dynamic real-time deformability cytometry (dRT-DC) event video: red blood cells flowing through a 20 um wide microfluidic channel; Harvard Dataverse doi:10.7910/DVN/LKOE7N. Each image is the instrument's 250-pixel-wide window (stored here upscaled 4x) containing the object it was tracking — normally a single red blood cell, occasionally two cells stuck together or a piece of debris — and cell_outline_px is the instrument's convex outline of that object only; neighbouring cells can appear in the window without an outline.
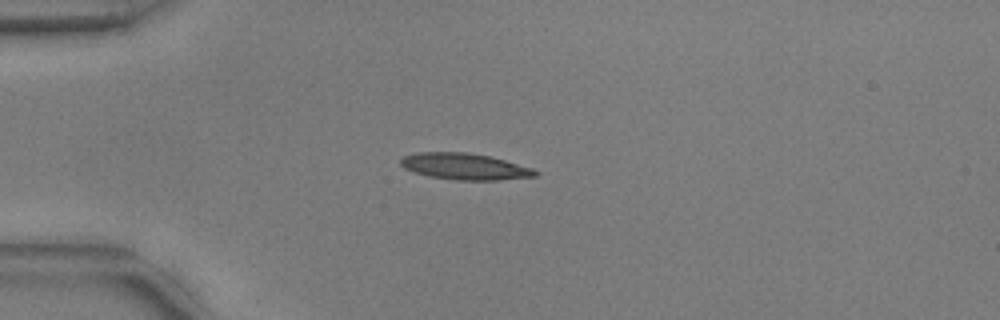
{"species": "common noctule bat (a hibernating species)", "species_latin": "Nyctalus noctula", "temperature_condition": "warm", "stored_images_in_passage": 40, "camera_frame_rate_fps": 3000, "um_per_image_px": 0.085, "animal": {"sex": "male", "body_mass_g": 17.9, "forearm_length_mm": 54.2}, "frame": {"image": 1, "passage_image": 1, "time_ms": 0.0, "image_size_px": [1000, 320], "cell_outline_px": [[540, 172], [536, 176], [496, 180], [452, 180], [428, 176], [404, 168], [400, 164], [400, 160], [404, 156], [416, 152], [468, 152], [488, 156], [504, 160], [532, 168]], "centroid_in_image_um": [39.48, 14.15], "position_along_channel_um": 45.5, "area_um2": 20.63}}
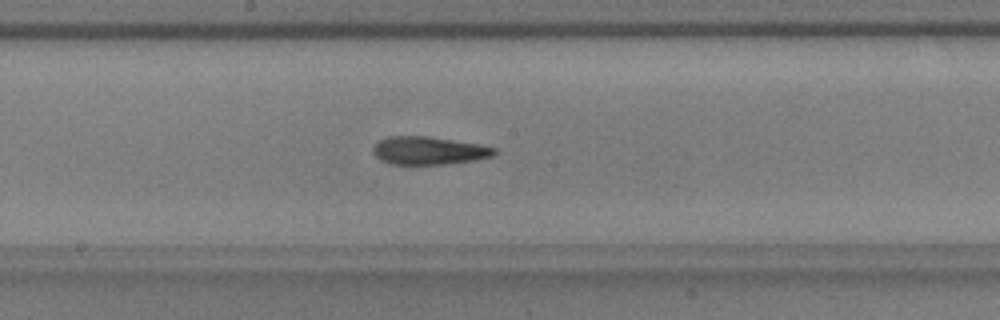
{"frame": {"image": 2, "passage_image": 16, "time_ms": 5.0, "image_size_px": [1000, 320], "cell_outline_px": [[496, 152], [492, 156], [476, 160], [444, 164], [388, 164], [380, 160], [372, 152], [372, 148], [380, 140], [388, 136], [428, 136], [480, 144], [496, 148]], "centroid_in_image_um": [36.43, 12.8], "position_along_channel_um": 211.8, "area_um2": 19.83}}
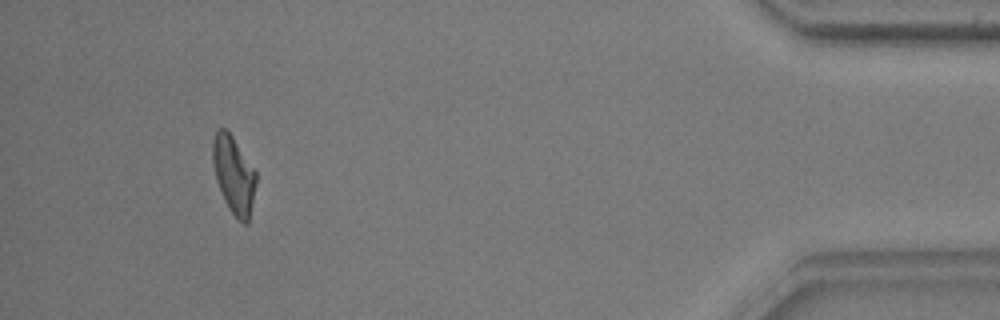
{"frame": {"image": 3, "passage_image": 37, "time_ms": 12.0, "image_size_px": [1000, 320], "cell_outline_px": [[256, 184], [248, 224], [244, 224], [228, 208], [224, 200], [216, 180], [212, 164], [212, 140], [216, 132], [220, 128], [228, 128], [256, 172]], "centroid_in_image_um": [19.85, 14.82], "position_along_channel_um": 415.4, "area_um2": 19.65}, "authors_computed_cell_mechanics": {"area_um2": 19.9121, "velocity_mm_per_s": 3.7649, "shape_relaxation_time_tau1_ms": 10.1188, "shape_relaxation_time_tau2_ms": 3.0165, "deformation_change_tau1": 0.2896, "deformation_change_tau2": 0.1277}}